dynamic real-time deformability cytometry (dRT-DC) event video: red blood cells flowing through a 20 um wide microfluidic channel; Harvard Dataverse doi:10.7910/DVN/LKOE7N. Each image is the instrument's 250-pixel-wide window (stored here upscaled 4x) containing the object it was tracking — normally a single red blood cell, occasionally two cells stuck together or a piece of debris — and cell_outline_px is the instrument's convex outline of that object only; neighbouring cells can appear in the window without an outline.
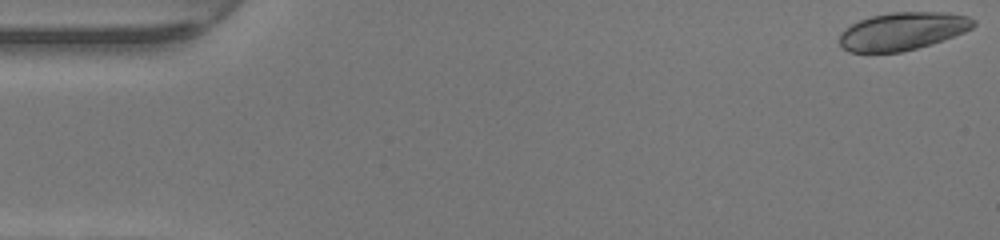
{"species": "human", "species_latin": "Homo sapiens", "temperature_condition": "warm", "stored_images_in_passage": 48, "camera_frame_rate_fps": 3000, "um_per_image_px": 0.085, "donor": {"sex": "female"}, "frame": {"image": 1, "passage_image": 1, "time_ms": 0.0, "image_size_px": [1000, 240], "cell_outline_px": [[976, 24], [972, 28], [964, 32], [944, 40], [916, 48], [900, 52], [848, 52], [840, 44], [840, 32], [852, 24], [860, 20], [872, 16], [892, 12], [948, 12], [968, 16], [976, 20]], "centroid_in_image_um": [76.75, 2.64], "position_along_channel_um": 8.3, "area_um2": 29.48}}
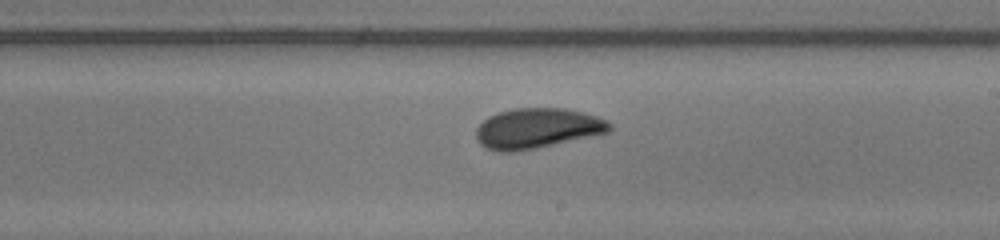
{"frame": {"image": 2, "passage_image": 28, "time_ms": 9.0, "image_size_px": [1000, 240], "cell_outline_px": [[612, 128], [608, 132], [536, 148], [516, 152], [500, 152], [488, 148], [480, 144], [476, 140], [476, 128], [488, 116], [500, 112], [516, 108], [564, 108], [584, 112], [596, 116], [612, 124]], "centroid_in_image_um": [45.64, 10.91], "position_along_channel_um": 243.4, "area_um2": 31.1}}
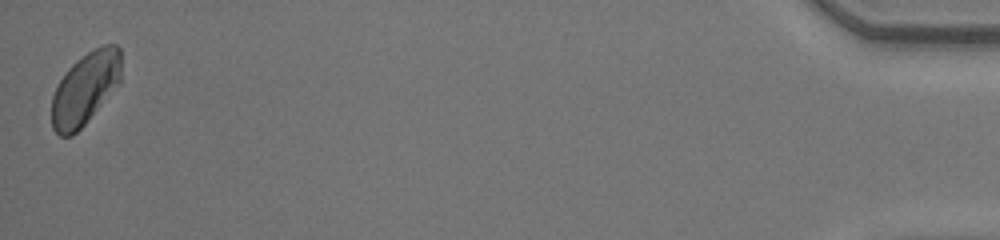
{"frame": {"image": 3, "passage_image": 48, "time_ms": 15.667, "image_size_px": [1000, 240], "cell_outline_px": [[120, 84], [88, 120], [72, 136], [60, 136], [52, 128], [52, 96], [60, 80], [68, 68], [76, 60], [88, 52], [104, 44], [116, 44], [120, 48]], "centroid_in_image_um": [7.25, 7.52], "position_along_channel_um": 428.0, "area_um2": 29.19}, "authors_computed_cell_mechanics": {"area_um2": 30.0849, "velocity_mm_per_s": 4.2691, "shape_relaxation_time_tau1_ms": 4.3961, "shape_relaxation_time_tau2_ms": null, "deformation_change_tau1": 0.0989, "deformation_change_tau2": null}}